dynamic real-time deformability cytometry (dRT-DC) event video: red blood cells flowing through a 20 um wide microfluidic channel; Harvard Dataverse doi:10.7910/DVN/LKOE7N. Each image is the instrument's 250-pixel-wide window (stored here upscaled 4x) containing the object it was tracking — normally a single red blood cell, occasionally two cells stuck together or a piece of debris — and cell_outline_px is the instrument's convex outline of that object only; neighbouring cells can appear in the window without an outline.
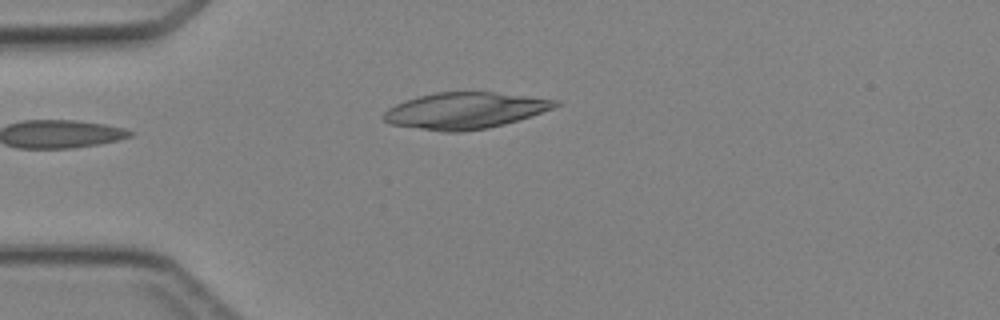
{"species": "Egyptian fruit bat (a non-hibernating species)", "species_latin": "Rousettus aegyptiacus", "temperature_condition": "cold", "stored_images_in_passage": 2, "camera_frame_rate_fps": 3000, "um_per_image_px": 0.085, "animal": {"sex": "female"}, "frame": {"image": 1, "passage_image": 2, "time_ms": 1.0, "image_size_px": [1000, 320], "cell_outline_px": [[560, 104], [552, 108], [504, 124], [488, 128], [460, 132], [444, 132], [388, 124], [384, 120], [384, 112], [388, 108], [404, 100], [436, 92], [496, 92], [560, 100]], "centroid_in_image_um": [39.49, 9.4], "position_along_channel_um": 45.5, "area_um2": 36.13}}